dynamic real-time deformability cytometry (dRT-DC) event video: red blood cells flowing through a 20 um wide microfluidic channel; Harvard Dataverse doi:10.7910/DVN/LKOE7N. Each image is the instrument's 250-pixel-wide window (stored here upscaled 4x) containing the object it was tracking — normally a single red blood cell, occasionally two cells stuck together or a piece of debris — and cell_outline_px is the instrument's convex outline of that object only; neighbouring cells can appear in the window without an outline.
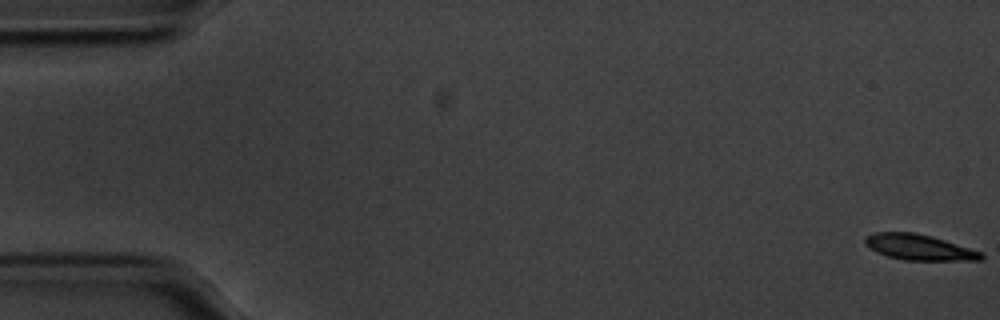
{"species": "common noctule bat (a hibernating species)", "species_latin": "Nyctalus noctula", "temperature_condition": "cold", "stored_images_in_passage": 57, "camera_frame_rate_fps": 3000, "um_per_image_px": 0.085, "animal": {"sex": "male", "body_mass_g": 20.1, "forearm_length_mm": 53.5}, "frame": {"image": 1, "passage_image": 1, "time_ms": 0.0, "image_size_px": [1000, 320], "cell_outline_px": [[984, 256], [980, 260], [904, 260], [888, 256], [876, 252], [864, 244], [864, 236], [876, 232], [912, 232], [932, 236], [984, 252]], "centroid_in_image_um": [78.12, 21.01], "position_along_channel_um": 6.9, "area_um2": 17.46}}
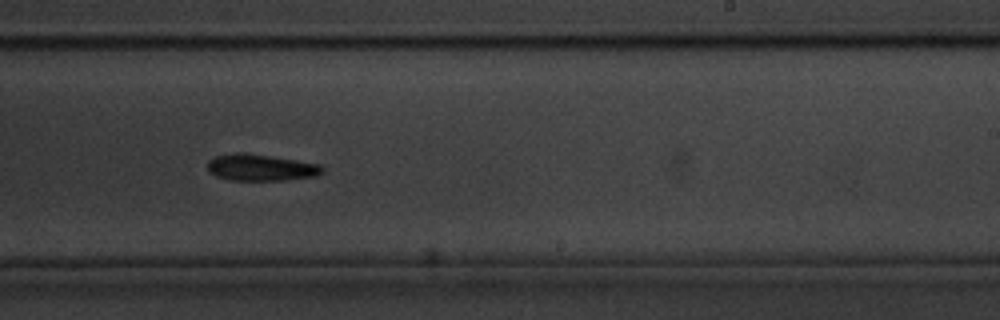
{"frame": {"image": 2, "passage_image": 35, "time_ms": 11.333, "image_size_px": [1000, 320], "cell_outline_px": [[324, 172], [316, 176], [284, 180], [228, 180], [216, 176], [208, 172], [208, 160], [212, 156], [236, 152], [244, 152], [296, 160], [320, 164], [324, 168]], "centroid_in_image_um": [22.13, 14.23], "position_along_channel_um": 266.9, "area_um2": 17.98}}
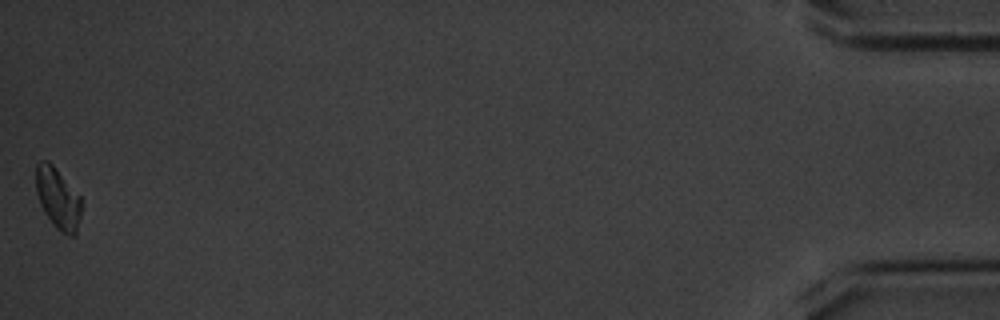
{"frame": {"image": 3, "passage_image": 57, "time_ms": 18.667, "image_size_px": [1000, 320], "cell_outline_px": [[84, 204], [76, 236], [68, 236], [60, 232], [52, 224], [44, 212], [40, 204], [36, 192], [36, 164], [40, 160], [48, 160], [52, 164], [80, 196]], "centroid_in_image_um": [4.95, 16.91], "position_along_channel_um": 430.2, "area_um2": 16.59}, "authors_computed_cell_mechanics": {"area_um2": 17.7446, "velocity_mm_per_s": 3.5251, "shape_relaxation_time_tau1_ms": 1.7658, "shape_relaxation_time_tau2_ms": null, "deformation_change_tau1": 0.0738, "deformation_change_tau2": null}}